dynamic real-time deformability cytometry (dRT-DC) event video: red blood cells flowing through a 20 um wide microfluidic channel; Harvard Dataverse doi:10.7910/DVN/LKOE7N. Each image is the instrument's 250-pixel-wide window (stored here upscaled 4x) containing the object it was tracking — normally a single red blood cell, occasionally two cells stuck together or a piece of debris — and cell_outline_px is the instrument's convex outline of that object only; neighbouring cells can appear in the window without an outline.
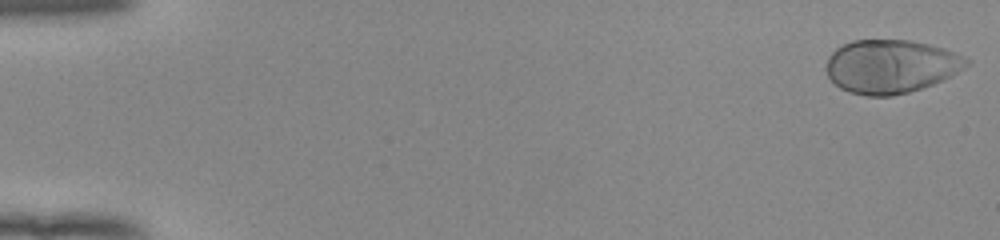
{"species": "human", "species_latin": "Homo sapiens", "temperature_condition": "room temperature", "stored_images_in_passage": 53, "camera_frame_rate_fps": 3000, "um_per_image_px": 0.085, "donor": {"sex": "female"}, "frame": {"image": 1, "passage_image": 1, "time_ms": 0.0, "image_size_px": [1000, 240], "cell_outline_px": [[972, 60], [964, 68], [952, 76], [932, 84], [908, 92], [892, 96], [864, 96], [848, 92], [840, 88], [828, 76], [824, 68], [828, 56], [836, 48], [852, 40], [908, 40], [928, 44], [944, 48], [964, 56]], "centroid_in_image_um": [75.71, 5.64], "position_along_channel_um": 9.3, "area_um2": 43.99}}
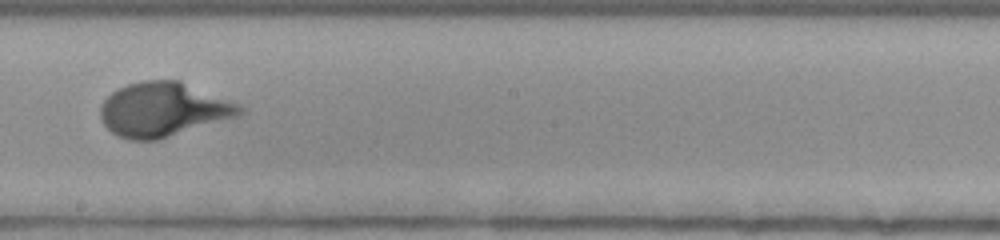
{"frame": {"image": 2, "passage_image": 31, "time_ms": 10.0, "image_size_px": [1000, 240], "cell_outline_px": [[244, 112], [240, 116], [156, 140], [128, 140], [116, 136], [104, 124], [100, 116], [100, 104], [112, 92], [128, 84], [144, 80], [180, 80], [240, 104], [244, 108]], "centroid_in_image_um": [13.89, 9.31], "position_along_channel_um": 234.3, "area_um2": 44.1}}
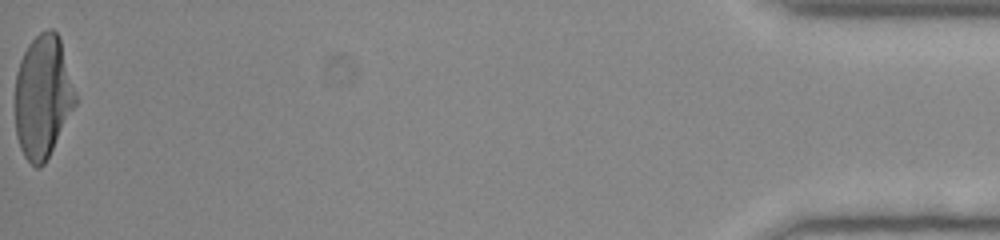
{"frame": {"image": 3, "passage_image": 53, "time_ms": 17.333, "image_size_px": [1000, 240], "cell_outline_px": [[76, 104], [44, 164], [40, 168], [36, 168], [24, 156], [20, 148], [16, 136], [16, 72], [20, 60], [28, 44], [40, 32], [48, 28], [52, 28], [60, 36], [76, 96]], "centroid_in_image_um": [3.63, 8.19], "position_along_channel_um": 431.6, "area_um2": 42.95}, "authors_computed_cell_mechanics": {"area_um2": 42.3674, "velocity_mm_per_s": 3.9233, "shape_relaxation_time_tau1_ms": 3.1917, "shape_relaxation_time_tau2_ms": null, "deformation_change_tau1": 0.2175, "deformation_change_tau2": null}}